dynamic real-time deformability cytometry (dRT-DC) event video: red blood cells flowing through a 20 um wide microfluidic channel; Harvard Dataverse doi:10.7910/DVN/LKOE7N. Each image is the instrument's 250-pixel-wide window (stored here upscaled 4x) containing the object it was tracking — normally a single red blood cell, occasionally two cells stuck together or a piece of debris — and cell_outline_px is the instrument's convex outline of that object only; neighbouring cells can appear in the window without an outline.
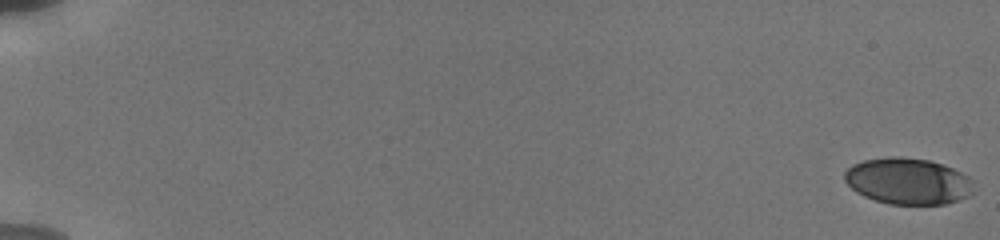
{"species": "human", "species_latin": "Homo sapiens", "temperature_condition": "cold", "stored_images_in_passage": 55, "camera_frame_rate_fps": 3000, "um_per_image_px": 0.085, "donor": {"sex": "male"}, "frame": {"image": 1, "passage_image": 1, "time_ms": 0.0, "image_size_px": [1000, 240], "cell_outline_px": [[972, 192], [968, 196], [944, 204], [888, 204], [864, 196], [856, 192], [844, 180], [844, 172], [852, 164], [864, 160], [888, 156], [900, 156], [928, 160], [944, 164], [968, 176], [972, 180]], "centroid_in_image_um": [77.15, 15.38], "position_along_channel_um": 7.9, "area_um2": 34.85}}
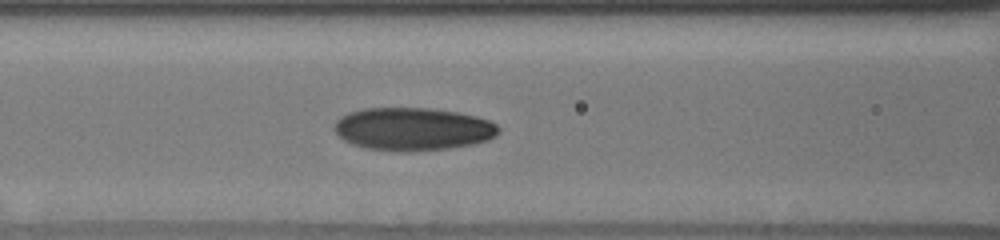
{"frame": {"image": 2, "passage_image": 45, "time_ms": 8.667, "image_size_px": [1000, 240], "cell_outline_px": [[500, 132], [496, 136], [488, 140], [472, 144], [448, 148], [408, 152], [400, 152], [364, 148], [352, 144], [344, 140], [332, 128], [336, 120], [340, 116], [348, 112], [364, 108], [428, 108], [456, 112], [476, 116], [488, 120], [496, 124], [500, 128]], "centroid_in_image_um": [35.07, 10.97], "position_along_channel_um": 131.5, "area_um2": 41.33}}
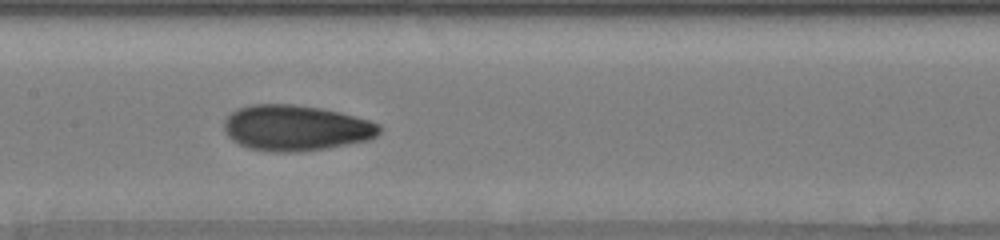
{"frame": {"image": 3, "passage_image": 54, "time_ms": 10.0, "image_size_px": [1000, 240], "cell_outline_px": [[380, 132], [376, 136], [368, 140], [328, 148], [296, 152], [276, 152], [248, 148], [232, 140], [228, 136], [224, 128], [224, 120], [236, 108], [252, 104], [296, 104], [320, 108], [340, 112], [368, 120], [380, 124]], "centroid_in_image_um": [25.13, 10.87], "position_along_channel_um": 182.3, "area_um2": 41.38}}